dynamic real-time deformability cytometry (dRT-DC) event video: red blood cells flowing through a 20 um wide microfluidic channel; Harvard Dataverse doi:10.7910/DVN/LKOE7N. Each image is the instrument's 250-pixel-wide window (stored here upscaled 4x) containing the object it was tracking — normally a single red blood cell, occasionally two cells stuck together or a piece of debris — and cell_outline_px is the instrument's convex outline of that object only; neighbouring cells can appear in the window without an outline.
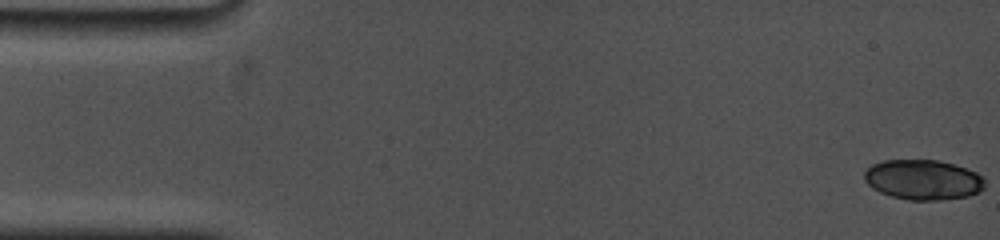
{"species": "common noctule bat (a hibernating species)", "species_latin": "Nyctalus noctula", "temperature_condition": "cold", "stored_images_in_passage": 15, "camera_frame_rate_fps": 5000, "um_per_image_px": 0.085, "animal": {"sex": "female", "body_mass_g": 19.0, "forearm_length_mm": 53.3}, "frame": {"image": 1, "passage_image": 1, "time_ms": 0.0, "image_size_px": [1000, 240], "cell_outline_px": [[984, 188], [980, 192], [968, 196], [940, 200], [908, 200], [892, 196], [880, 192], [872, 188], [864, 180], [864, 172], [872, 164], [884, 160], [940, 160], [976, 172], [984, 176]], "centroid_in_image_um": [78.47, 15.28], "position_along_channel_um": 6.5, "area_um2": 28.21}}
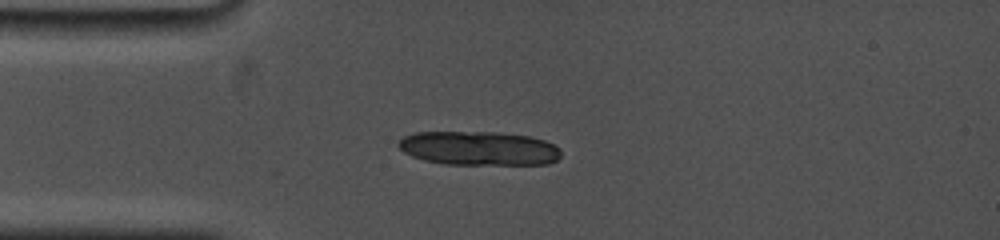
{"frame": {"image": 2, "passage_image": 15, "time_ms": 4.2, "image_size_px": [1000, 240], "cell_outline_px": [[560, 156], [556, 160], [548, 164], [444, 164], [424, 160], [412, 156], [404, 152], [396, 144], [404, 136], [412, 132], [496, 132], [528, 136], [544, 140], [560, 148]], "centroid_in_image_um": [40.68, 12.6], "position_along_channel_um": 44.3, "area_um2": 32.19}}